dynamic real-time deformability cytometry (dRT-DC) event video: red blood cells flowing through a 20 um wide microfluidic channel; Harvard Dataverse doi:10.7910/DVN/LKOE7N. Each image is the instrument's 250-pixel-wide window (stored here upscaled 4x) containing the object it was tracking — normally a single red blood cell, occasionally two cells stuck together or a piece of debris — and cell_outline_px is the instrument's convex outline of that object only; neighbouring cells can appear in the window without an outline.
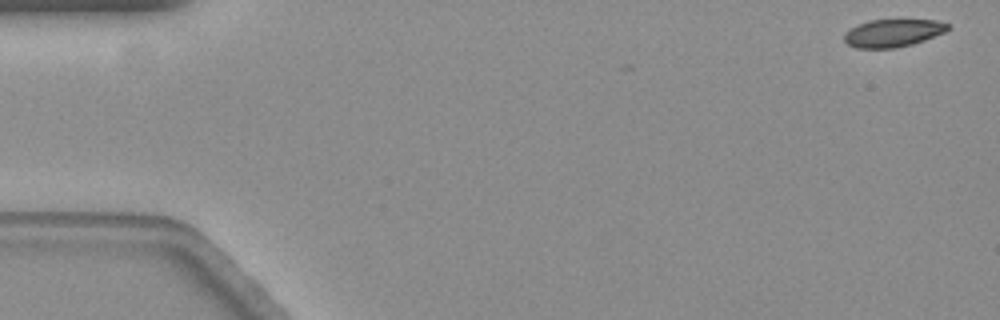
{"species": "common noctule bat (a hibernating species)", "species_latin": "Nyctalus noctula", "temperature_condition": "warm", "stored_images_in_passage": 9, "camera_frame_rate_fps": 3000, "um_per_image_px": 0.085, "animal": {"sex": "female", "body_mass_g": 19.3, "forearm_length_mm": 54.1}, "frame": {"image": 1, "passage_image": 1, "time_ms": 0.0, "image_size_px": [1000, 320], "cell_outline_px": [[952, 28], [944, 32], [924, 40], [912, 44], [896, 48], [856, 48], [848, 44], [844, 40], [844, 32], [856, 24], [868, 20], [936, 20], [948, 24]], "centroid_in_image_um": [75.87, 2.8], "position_along_channel_um": 9.1, "area_um2": 16.82}}